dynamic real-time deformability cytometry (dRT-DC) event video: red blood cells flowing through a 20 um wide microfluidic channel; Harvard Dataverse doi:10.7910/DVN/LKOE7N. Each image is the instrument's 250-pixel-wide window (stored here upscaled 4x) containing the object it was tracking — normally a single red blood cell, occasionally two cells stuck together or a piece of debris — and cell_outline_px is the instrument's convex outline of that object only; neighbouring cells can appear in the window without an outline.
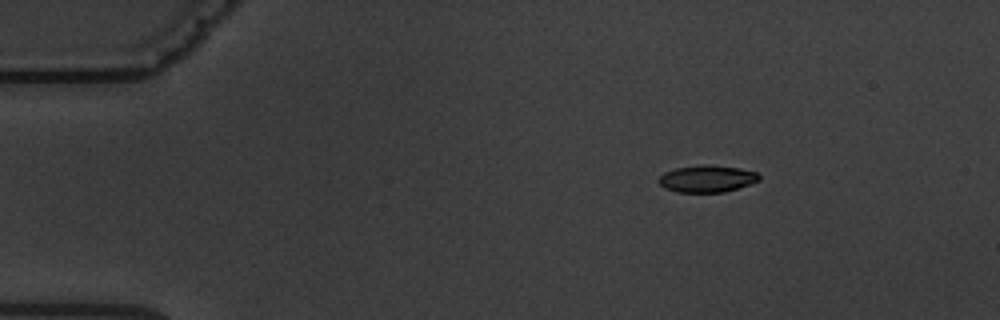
{"species": "common noctule bat (a hibernating species)", "species_latin": "Nyctalus noctula", "temperature_condition": "warm", "stored_images_in_passage": 7, "camera_frame_rate_fps": 3000, "um_per_image_px": 0.085, "animal": {"sex": "male", "body_mass_g": 19.5, "forearm_length_mm": 54.6}, "frame": {"image": 1, "passage_image": 1, "time_ms": 0.0, "image_size_px": [1000, 320], "cell_outline_px": [[760, 180], [724, 192], [676, 192], [664, 188], [656, 180], [664, 172], [676, 168], [704, 164], [740, 168], [756, 172], [760, 176]], "centroid_in_image_um": [60.05, 15.19], "position_along_channel_um": 24.9, "area_um2": 15.72}}
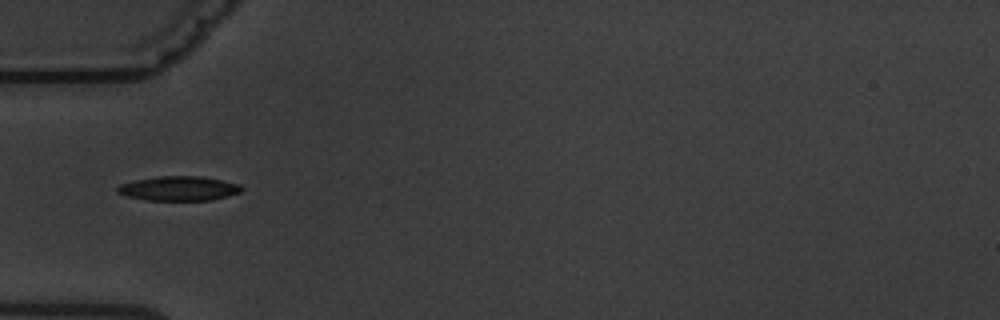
{"frame": {"image": 2, "passage_image": 3, "time_ms": 3.333, "image_size_px": [1000, 320], "cell_outline_px": [[244, 188], [240, 192], [228, 196], [212, 200], [144, 200], [128, 196], [116, 192], [116, 188], [120, 184], [136, 180], [156, 176], [200, 176], [240, 184]], "centroid_in_image_um": [15.2, 16.02], "position_along_channel_um": 69.8, "area_um2": 17.69}}
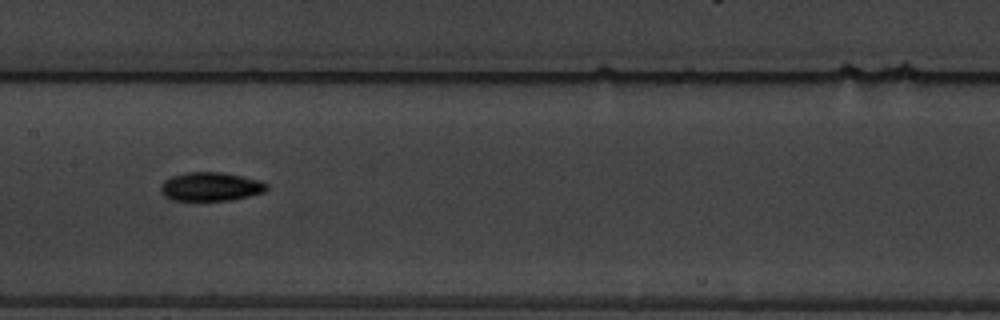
{"frame": {"image": 3, "passage_image": 6, "time_ms": 6.667, "image_size_px": [1000, 320], "cell_outline_px": [[268, 188], [264, 192], [232, 200], [172, 200], [164, 196], [160, 192], [160, 184], [164, 180], [172, 176], [184, 172], [224, 172], [244, 176], [260, 180], [268, 184]], "centroid_in_image_um": [17.9, 15.85], "position_along_channel_um": 189.5, "area_um2": 17.98}}